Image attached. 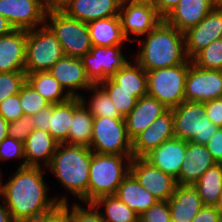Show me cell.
<instances>
[{"label": "cell", "instance_id": "83f0119b", "mask_svg": "<svg viewBox=\"0 0 222 222\" xmlns=\"http://www.w3.org/2000/svg\"><path fill=\"white\" fill-rule=\"evenodd\" d=\"M79 97H71L60 104H52V117L50 118L48 132L58 143L67 144L68 131L74 111L81 105Z\"/></svg>", "mask_w": 222, "mask_h": 222}, {"label": "cell", "instance_id": "4fadbf2b", "mask_svg": "<svg viewBox=\"0 0 222 222\" xmlns=\"http://www.w3.org/2000/svg\"><path fill=\"white\" fill-rule=\"evenodd\" d=\"M0 14L14 29L29 31L45 24L47 12L41 0H0Z\"/></svg>", "mask_w": 222, "mask_h": 222}, {"label": "cell", "instance_id": "30bf717a", "mask_svg": "<svg viewBox=\"0 0 222 222\" xmlns=\"http://www.w3.org/2000/svg\"><path fill=\"white\" fill-rule=\"evenodd\" d=\"M121 46H93L89 53L81 58L87 77L93 84L111 78L128 62Z\"/></svg>", "mask_w": 222, "mask_h": 222}, {"label": "cell", "instance_id": "7dc6e473", "mask_svg": "<svg viewBox=\"0 0 222 222\" xmlns=\"http://www.w3.org/2000/svg\"><path fill=\"white\" fill-rule=\"evenodd\" d=\"M217 163H222V128H219L205 144Z\"/></svg>", "mask_w": 222, "mask_h": 222}, {"label": "cell", "instance_id": "5bb4252c", "mask_svg": "<svg viewBox=\"0 0 222 222\" xmlns=\"http://www.w3.org/2000/svg\"><path fill=\"white\" fill-rule=\"evenodd\" d=\"M185 49L191 60L214 40L222 38V8L214 7L197 25L184 32Z\"/></svg>", "mask_w": 222, "mask_h": 222}, {"label": "cell", "instance_id": "3957f363", "mask_svg": "<svg viewBox=\"0 0 222 222\" xmlns=\"http://www.w3.org/2000/svg\"><path fill=\"white\" fill-rule=\"evenodd\" d=\"M92 151L89 147L58 143L46 167L72 195L88 204L89 169Z\"/></svg>", "mask_w": 222, "mask_h": 222}, {"label": "cell", "instance_id": "91938a15", "mask_svg": "<svg viewBox=\"0 0 222 222\" xmlns=\"http://www.w3.org/2000/svg\"><path fill=\"white\" fill-rule=\"evenodd\" d=\"M1 170H0V194H1V191H2V188H3V184H2V182H1Z\"/></svg>", "mask_w": 222, "mask_h": 222}, {"label": "cell", "instance_id": "e0dca14e", "mask_svg": "<svg viewBox=\"0 0 222 222\" xmlns=\"http://www.w3.org/2000/svg\"><path fill=\"white\" fill-rule=\"evenodd\" d=\"M183 159L179 178L176 180L179 185H194L208 168L217 164L206 145L191 141H186Z\"/></svg>", "mask_w": 222, "mask_h": 222}, {"label": "cell", "instance_id": "f546056e", "mask_svg": "<svg viewBox=\"0 0 222 222\" xmlns=\"http://www.w3.org/2000/svg\"><path fill=\"white\" fill-rule=\"evenodd\" d=\"M93 116L81 104L73 113L71 118L70 129L67 136V144L86 146L90 148L92 131H93Z\"/></svg>", "mask_w": 222, "mask_h": 222}, {"label": "cell", "instance_id": "8fae6325", "mask_svg": "<svg viewBox=\"0 0 222 222\" xmlns=\"http://www.w3.org/2000/svg\"><path fill=\"white\" fill-rule=\"evenodd\" d=\"M217 98H222V71L199 68L190 61L185 101L204 103Z\"/></svg>", "mask_w": 222, "mask_h": 222}, {"label": "cell", "instance_id": "f907efd6", "mask_svg": "<svg viewBox=\"0 0 222 222\" xmlns=\"http://www.w3.org/2000/svg\"><path fill=\"white\" fill-rule=\"evenodd\" d=\"M164 19L180 0H147Z\"/></svg>", "mask_w": 222, "mask_h": 222}, {"label": "cell", "instance_id": "7bdbcfd3", "mask_svg": "<svg viewBox=\"0 0 222 222\" xmlns=\"http://www.w3.org/2000/svg\"><path fill=\"white\" fill-rule=\"evenodd\" d=\"M0 115L7 122L16 121L24 115L20 105V92L4 99L0 103Z\"/></svg>", "mask_w": 222, "mask_h": 222}, {"label": "cell", "instance_id": "11a10c76", "mask_svg": "<svg viewBox=\"0 0 222 222\" xmlns=\"http://www.w3.org/2000/svg\"><path fill=\"white\" fill-rule=\"evenodd\" d=\"M8 123L1 115H0V142L4 140L8 136Z\"/></svg>", "mask_w": 222, "mask_h": 222}, {"label": "cell", "instance_id": "ffe728a7", "mask_svg": "<svg viewBox=\"0 0 222 222\" xmlns=\"http://www.w3.org/2000/svg\"><path fill=\"white\" fill-rule=\"evenodd\" d=\"M171 222H191L204 206L193 185H176L168 200Z\"/></svg>", "mask_w": 222, "mask_h": 222}, {"label": "cell", "instance_id": "4316f807", "mask_svg": "<svg viewBox=\"0 0 222 222\" xmlns=\"http://www.w3.org/2000/svg\"><path fill=\"white\" fill-rule=\"evenodd\" d=\"M87 26L93 46L122 45L127 41L122 33L119 16L93 20Z\"/></svg>", "mask_w": 222, "mask_h": 222}, {"label": "cell", "instance_id": "816d5d0a", "mask_svg": "<svg viewBox=\"0 0 222 222\" xmlns=\"http://www.w3.org/2000/svg\"><path fill=\"white\" fill-rule=\"evenodd\" d=\"M70 2L71 0H41L47 13L52 11H64Z\"/></svg>", "mask_w": 222, "mask_h": 222}, {"label": "cell", "instance_id": "ee69618b", "mask_svg": "<svg viewBox=\"0 0 222 222\" xmlns=\"http://www.w3.org/2000/svg\"><path fill=\"white\" fill-rule=\"evenodd\" d=\"M218 129L219 127L214 125L208 117L204 115L199 118L198 134H195L191 142L205 145Z\"/></svg>", "mask_w": 222, "mask_h": 222}, {"label": "cell", "instance_id": "484cf974", "mask_svg": "<svg viewBox=\"0 0 222 222\" xmlns=\"http://www.w3.org/2000/svg\"><path fill=\"white\" fill-rule=\"evenodd\" d=\"M115 195L128 207L133 209L138 216L146 212L158 201L150 192L140 185L131 172L119 185Z\"/></svg>", "mask_w": 222, "mask_h": 222}, {"label": "cell", "instance_id": "4dcf8cb0", "mask_svg": "<svg viewBox=\"0 0 222 222\" xmlns=\"http://www.w3.org/2000/svg\"><path fill=\"white\" fill-rule=\"evenodd\" d=\"M203 205L215 206L222 191V163L208 168L193 185Z\"/></svg>", "mask_w": 222, "mask_h": 222}, {"label": "cell", "instance_id": "7c38bea8", "mask_svg": "<svg viewBox=\"0 0 222 222\" xmlns=\"http://www.w3.org/2000/svg\"><path fill=\"white\" fill-rule=\"evenodd\" d=\"M130 172L158 201H168L173 195L176 179L153 166L144 157L132 158Z\"/></svg>", "mask_w": 222, "mask_h": 222}, {"label": "cell", "instance_id": "74e56055", "mask_svg": "<svg viewBox=\"0 0 222 222\" xmlns=\"http://www.w3.org/2000/svg\"><path fill=\"white\" fill-rule=\"evenodd\" d=\"M27 81L25 71L1 72L0 73V103L21 91Z\"/></svg>", "mask_w": 222, "mask_h": 222}, {"label": "cell", "instance_id": "d4e9b609", "mask_svg": "<svg viewBox=\"0 0 222 222\" xmlns=\"http://www.w3.org/2000/svg\"><path fill=\"white\" fill-rule=\"evenodd\" d=\"M58 142L49 132L34 129L24 141L25 166H40V161L44 162V167L50 164L55 153Z\"/></svg>", "mask_w": 222, "mask_h": 222}, {"label": "cell", "instance_id": "603a6c76", "mask_svg": "<svg viewBox=\"0 0 222 222\" xmlns=\"http://www.w3.org/2000/svg\"><path fill=\"white\" fill-rule=\"evenodd\" d=\"M122 0H71L64 12L71 18L89 23L119 16Z\"/></svg>", "mask_w": 222, "mask_h": 222}, {"label": "cell", "instance_id": "d590c367", "mask_svg": "<svg viewBox=\"0 0 222 222\" xmlns=\"http://www.w3.org/2000/svg\"><path fill=\"white\" fill-rule=\"evenodd\" d=\"M191 61L199 68L222 71V38L199 51Z\"/></svg>", "mask_w": 222, "mask_h": 222}, {"label": "cell", "instance_id": "680465c9", "mask_svg": "<svg viewBox=\"0 0 222 222\" xmlns=\"http://www.w3.org/2000/svg\"><path fill=\"white\" fill-rule=\"evenodd\" d=\"M213 7H221L222 8V0H211Z\"/></svg>", "mask_w": 222, "mask_h": 222}, {"label": "cell", "instance_id": "277c9868", "mask_svg": "<svg viewBox=\"0 0 222 222\" xmlns=\"http://www.w3.org/2000/svg\"><path fill=\"white\" fill-rule=\"evenodd\" d=\"M133 155H112L92 152L89 169L88 203L97 198L114 195L130 173ZM127 160L124 162V160Z\"/></svg>", "mask_w": 222, "mask_h": 222}, {"label": "cell", "instance_id": "e575fe53", "mask_svg": "<svg viewBox=\"0 0 222 222\" xmlns=\"http://www.w3.org/2000/svg\"><path fill=\"white\" fill-rule=\"evenodd\" d=\"M99 85L106 91L111 101L124 118L135 107L138 99L147 95V91H126L117 89V84L111 78L101 81Z\"/></svg>", "mask_w": 222, "mask_h": 222}, {"label": "cell", "instance_id": "cb8c5ba5", "mask_svg": "<svg viewBox=\"0 0 222 222\" xmlns=\"http://www.w3.org/2000/svg\"><path fill=\"white\" fill-rule=\"evenodd\" d=\"M174 116L175 137L191 141L198 134L199 118L206 115L205 104L184 101L172 108Z\"/></svg>", "mask_w": 222, "mask_h": 222}, {"label": "cell", "instance_id": "6f0895ef", "mask_svg": "<svg viewBox=\"0 0 222 222\" xmlns=\"http://www.w3.org/2000/svg\"><path fill=\"white\" fill-rule=\"evenodd\" d=\"M215 207L218 210V212L221 214V217H222V191L220 192V195L218 197Z\"/></svg>", "mask_w": 222, "mask_h": 222}, {"label": "cell", "instance_id": "60d3db41", "mask_svg": "<svg viewBox=\"0 0 222 222\" xmlns=\"http://www.w3.org/2000/svg\"><path fill=\"white\" fill-rule=\"evenodd\" d=\"M138 222H171L168 201H157L139 216Z\"/></svg>", "mask_w": 222, "mask_h": 222}, {"label": "cell", "instance_id": "d6986e66", "mask_svg": "<svg viewBox=\"0 0 222 222\" xmlns=\"http://www.w3.org/2000/svg\"><path fill=\"white\" fill-rule=\"evenodd\" d=\"M27 31L14 29L0 36V73L25 71Z\"/></svg>", "mask_w": 222, "mask_h": 222}, {"label": "cell", "instance_id": "db71d44e", "mask_svg": "<svg viewBox=\"0 0 222 222\" xmlns=\"http://www.w3.org/2000/svg\"><path fill=\"white\" fill-rule=\"evenodd\" d=\"M2 203L3 205L0 204V222H14L6 204L4 202Z\"/></svg>", "mask_w": 222, "mask_h": 222}, {"label": "cell", "instance_id": "d6a6232c", "mask_svg": "<svg viewBox=\"0 0 222 222\" xmlns=\"http://www.w3.org/2000/svg\"><path fill=\"white\" fill-rule=\"evenodd\" d=\"M111 79L117 84V89L126 91H147V72L136 62L128 61Z\"/></svg>", "mask_w": 222, "mask_h": 222}, {"label": "cell", "instance_id": "7402d4cb", "mask_svg": "<svg viewBox=\"0 0 222 222\" xmlns=\"http://www.w3.org/2000/svg\"><path fill=\"white\" fill-rule=\"evenodd\" d=\"M213 8L211 0H180L164 20L185 32L201 22Z\"/></svg>", "mask_w": 222, "mask_h": 222}, {"label": "cell", "instance_id": "6da1fadb", "mask_svg": "<svg viewBox=\"0 0 222 222\" xmlns=\"http://www.w3.org/2000/svg\"><path fill=\"white\" fill-rule=\"evenodd\" d=\"M41 168L18 167L13 177L3 184L1 200L6 204L13 221L44 215L59 204L68 202L65 195L60 199H48V188Z\"/></svg>", "mask_w": 222, "mask_h": 222}, {"label": "cell", "instance_id": "1f68e13d", "mask_svg": "<svg viewBox=\"0 0 222 222\" xmlns=\"http://www.w3.org/2000/svg\"><path fill=\"white\" fill-rule=\"evenodd\" d=\"M92 204L97 209L105 208L104 212H100L105 222H138L139 216L136 212L115 194L99 197Z\"/></svg>", "mask_w": 222, "mask_h": 222}, {"label": "cell", "instance_id": "c3c4849f", "mask_svg": "<svg viewBox=\"0 0 222 222\" xmlns=\"http://www.w3.org/2000/svg\"><path fill=\"white\" fill-rule=\"evenodd\" d=\"M191 222H222V217L215 206L204 205Z\"/></svg>", "mask_w": 222, "mask_h": 222}, {"label": "cell", "instance_id": "8d00e7d4", "mask_svg": "<svg viewBox=\"0 0 222 222\" xmlns=\"http://www.w3.org/2000/svg\"><path fill=\"white\" fill-rule=\"evenodd\" d=\"M50 104L51 103L41 96L27 81L22 86L20 91V105L24 115L32 116Z\"/></svg>", "mask_w": 222, "mask_h": 222}, {"label": "cell", "instance_id": "7a4b0ae2", "mask_svg": "<svg viewBox=\"0 0 222 222\" xmlns=\"http://www.w3.org/2000/svg\"><path fill=\"white\" fill-rule=\"evenodd\" d=\"M146 36L138 51L136 62L145 70H156L189 63L185 49L184 32L179 31L164 19Z\"/></svg>", "mask_w": 222, "mask_h": 222}, {"label": "cell", "instance_id": "2e32d148", "mask_svg": "<svg viewBox=\"0 0 222 222\" xmlns=\"http://www.w3.org/2000/svg\"><path fill=\"white\" fill-rule=\"evenodd\" d=\"M71 97H79L77 89H88L93 85L87 77L81 58L64 56L48 71Z\"/></svg>", "mask_w": 222, "mask_h": 222}, {"label": "cell", "instance_id": "f1b7e54d", "mask_svg": "<svg viewBox=\"0 0 222 222\" xmlns=\"http://www.w3.org/2000/svg\"><path fill=\"white\" fill-rule=\"evenodd\" d=\"M26 74L27 82L51 104H60L71 98L66 90L48 71Z\"/></svg>", "mask_w": 222, "mask_h": 222}, {"label": "cell", "instance_id": "f6af8a7d", "mask_svg": "<svg viewBox=\"0 0 222 222\" xmlns=\"http://www.w3.org/2000/svg\"><path fill=\"white\" fill-rule=\"evenodd\" d=\"M206 116L208 119L219 128H222V98L213 99L204 102Z\"/></svg>", "mask_w": 222, "mask_h": 222}, {"label": "cell", "instance_id": "f5cc1de1", "mask_svg": "<svg viewBox=\"0 0 222 222\" xmlns=\"http://www.w3.org/2000/svg\"><path fill=\"white\" fill-rule=\"evenodd\" d=\"M14 28L9 21L0 14V36L10 33Z\"/></svg>", "mask_w": 222, "mask_h": 222}, {"label": "cell", "instance_id": "9a60e30c", "mask_svg": "<svg viewBox=\"0 0 222 222\" xmlns=\"http://www.w3.org/2000/svg\"><path fill=\"white\" fill-rule=\"evenodd\" d=\"M173 137H175L174 116L172 109H168L132 140L133 157H145Z\"/></svg>", "mask_w": 222, "mask_h": 222}, {"label": "cell", "instance_id": "bcb514c9", "mask_svg": "<svg viewBox=\"0 0 222 222\" xmlns=\"http://www.w3.org/2000/svg\"><path fill=\"white\" fill-rule=\"evenodd\" d=\"M31 117L34 129L48 132L50 118L52 117V104L44 109H41L38 113L33 114Z\"/></svg>", "mask_w": 222, "mask_h": 222}, {"label": "cell", "instance_id": "9c48e42d", "mask_svg": "<svg viewBox=\"0 0 222 222\" xmlns=\"http://www.w3.org/2000/svg\"><path fill=\"white\" fill-rule=\"evenodd\" d=\"M119 17L123 36L131 42L134 39L129 38L130 33L147 35L163 19L147 0H122Z\"/></svg>", "mask_w": 222, "mask_h": 222}, {"label": "cell", "instance_id": "b9f144b4", "mask_svg": "<svg viewBox=\"0 0 222 222\" xmlns=\"http://www.w3.org/2000/svg\"><path fill=\"white\" fill-rule=\"evenodd\" d=\"M8 136L24 142L34 130L32 117L23 115L19 119L8 123Z\"/></svg>", "mask_w": 222, "mask_h": 222}, {"label": "cell", "instance_id": "ac0fdd59", "mask_svg": "<svg viewBox=\"0 0 222 222\" xmlns=\"http://www.w3.org/2000/svg\"><path fill=\"white\" fill-rule=\"evenodd\" d=\"M185 153L186 141L173 137L160 144L144 158L153 166L177 180Z\"/></svg>", "mask_w": 222, "mask_h": 222}, {"label": "cell", "instance_id": "5b68a950", "mask_svg": "<svg viewBox=\"0 0 222 222\" xmlns=\"http://www.w3.org/2000/svg\"><path fill=\"white\" fill-rule=\"evenodd\" d=\"M45 24L55 34L65 56L82 58L93 47L87 23L69 17L64 11L48 12Z\"/></svg>", "mask_w": 222, "mask_h": 222}, {"label": "cell", "instance_id": "44dd1931", "mask_svg": "<svg viewBox=\"0 0 222 222\" xmlns=\"http://www.w3.org/2000/svg\"><path fill=\"white\" fill-rule=\"evenodd\" d=\"M168 108L151 96L140 97L125 117L127 134L133 140L139 133L147 129L153 121L165 113Z\"/></svg>", "mask_w": 222, "mask_h": 222}, {"label": "cell", "instance_id": "ab89813d", "mask_svg": "<svg viewBox=\"0 0 222 222\" xmlns=\"http://www.w3.org/2000/svg\"><path fill=\"white\" fill-rule=\"evenodd\" d=\"M11 158L24 159L19 167L25 166L24 142L7 136L0 142V161Z\"/></svg>", "mask_w": 222, "mask_h": 222}, {"label": "cell", "instance_id": "9f6ffc18", "mask_svg": "<svg viewBox=\"0 0 222 222\" xmlns=\"http://www.w3.org/2000/svg\"><path fill=\"white\" fill-rule=\"evenodd\" d=\"M14 222H42V215L16 220Z\"/></svg>", "mask_w": 222, "mask_h": 222}, {"label": "cell", "instance_id": "8992f818", "mask_svg": "<svg viewBox=\"0 0 222 222\" xmlns=\"http://www.w3.org/2000/svg\"><path fill=\"white\" fill-rule=\"evenodd\" d=\"M189 63L147 72V95L156 98L168 109L185 101V80Z\"/></svg>", "mask_w": 222, "mask_h": 222}, {"label": "cell", "instance_id": "52a82bcc", "mask_svg": "<svg viewBox=\"0 0 222 222\" xmlns=\"http://www.w3.org/2000/svg\"><path fill=\"white\" fill-rule=\"evenodd\" d=\"M27 31L25 72H43L50 68L65 54L51 29L44 24L41 28Z\"/></svg>", "mask_w": 222, "mask_h": 222}, {"label": "cell", "instance_id": "ba28073f", "mask_svg": "<svg viewBox=\"0 0 222 222\" xmlns=\"http://www.w3.org/2000/svg\"><path fill=\"white\" fill-rule=\"evenodd\" d=\"M90 149L99 154L133 155L125 118L94 117Z\"/></svg>", "mask_w": 222, "mask_h": 222}, {"label": "cell", "instance_id": "836d02e7", "mask_svg": "<svg viewBox=\"0 0 222 222\" xmlns=\"http://www.w3.org/2000/svg\"><path fill=\"white\" fill-rule=\"evenodd\" d=\"M88 90L94 93L89 103H87L82 94L79 98L81 103L93 117L124 118L119 113L106 91L99 84H93Z\"/></svg>", "mask_w": 222, "mask_h": 222}, {"label": "cell", "instance_id": "f35d334b", "mask_svg": "<svg viewBox=\"0 0 222 222\" xmlns=\"http://www.w3.org/2000/svg\"><path fill=\"white\" fill-rule=\"evenodd\" d=\"M67 202V212L69 222H105L97 209L92 203H88L87 207L81 206L80 203H75L71 210Z\"/></svg>", "mask_w": 222, "mask_h": 222}, {"label": "cell", "instance_id": "681fc988", "mask_svg": "<svg viewBox=\"0 0 222 222\" xmlns=\"http://www.w3.org/2000/svg\"><path fill=\"white\" fill-rule=\"evenodd\" d=\"M42 222H69L67 203L59 204L54 210L42 215Z\"/></svg>", "mask_w": 222, "mask_h": 222}]
</instances>
